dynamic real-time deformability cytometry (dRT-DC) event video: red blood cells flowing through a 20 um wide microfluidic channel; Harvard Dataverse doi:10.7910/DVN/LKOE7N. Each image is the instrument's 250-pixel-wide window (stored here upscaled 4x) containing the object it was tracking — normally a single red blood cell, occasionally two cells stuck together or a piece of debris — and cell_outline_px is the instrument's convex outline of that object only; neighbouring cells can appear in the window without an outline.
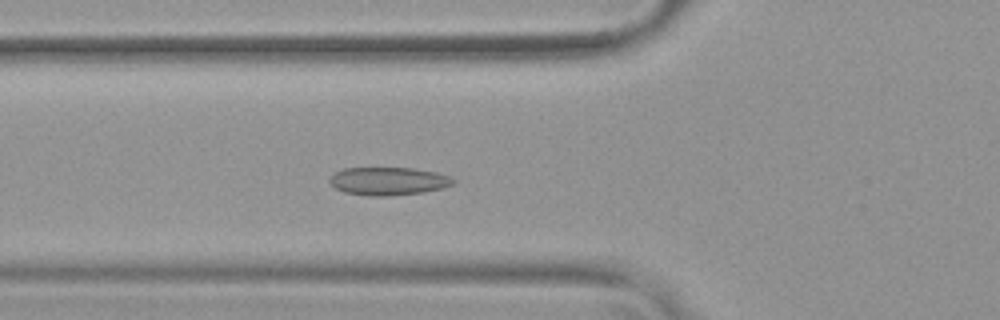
{"species": "common noctule bat (a hibernating species)", "species_latin": "Nyctalus noctula", "temperature_condition": "warm", "stored_images_in_passage": 55, "camera_frame_rate_fps": 3000, "um_per_image_px": 0.085, "animal": {"sex": "female", "body_mass_g": 19.9}, "frame": {"image": 1, "passage_image": 20, "time_ms": 6.333, "image_size_px": [1000, 320], "cell_outline_px": [[456, 180], [452, 184], [444, 188], [420, 192], [388, 196], [372, 196], [344, 192], [328, 184], [328, 180], [336, 172], [344, 168], [412, 168], [436, 172], [448, 176]], "centroid_in_image_um": [32.98, 15.39], "position_along_channel_um": 92.8, "area_um2": 20.06}}
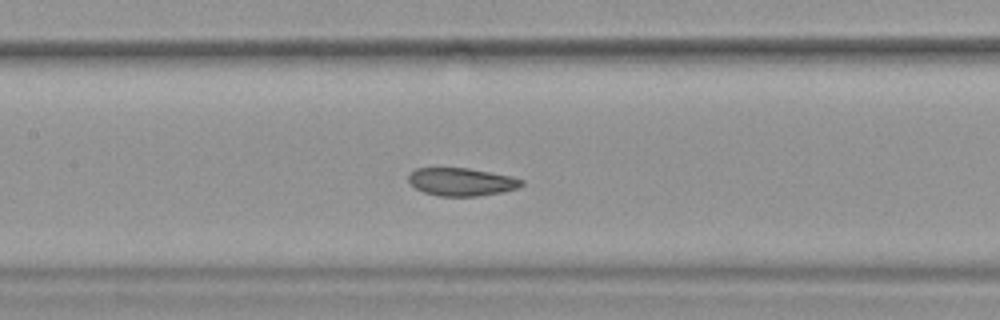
{"frame": {"image": 2, "passage_image": 26, "time_ms": 8.333, "image_size_px": [1000, 320], "cell_outline_px": [[524, 184], [520, 188], [504, 192], [476, 196], [440, 196], [424, 192], [416, 188], [408, 180], [408, 176], [416, 168], [468, 168], [512, 176], [524, 180]], "centroid_in_image_um": [39.29, 15.46], "position_along_channel_um": 168.1, "area_um2": 18.44}}
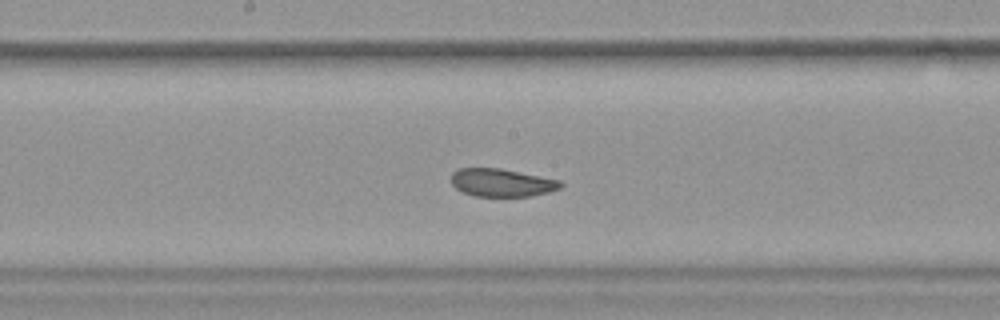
{"frame": {"image": 3, "passage_image": 29, "time_ms": 9.333, "image_size_px": [1000, 320], "cell_outline_px": [[564, 184], [560, 188], [548, 192], [532, 196], [476, 196], [464, 192], [456, 188], [452, 184], [452, 172], [456, 168], [500, 168], [560, 180]], "centroid_in_image_um": [42.65, 15.52], "position_along_channel_um": 205.5, "area_um2": 17.74}}